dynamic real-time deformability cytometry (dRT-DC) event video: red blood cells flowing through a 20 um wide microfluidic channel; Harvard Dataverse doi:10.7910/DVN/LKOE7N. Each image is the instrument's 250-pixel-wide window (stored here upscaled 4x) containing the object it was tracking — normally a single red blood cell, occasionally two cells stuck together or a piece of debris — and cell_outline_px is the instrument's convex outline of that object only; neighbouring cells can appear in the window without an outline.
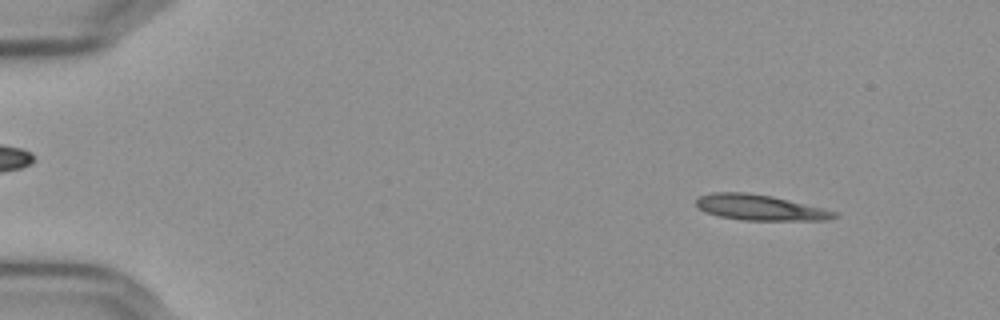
{"species": "Egyptian fruit bat (a non-hibernating species)", "species_latin": "Rousettus aegyptiacus", "temperature_condition": "cold", "stored_images_in_passage": 54, "camera_frame_rate_fps": 3000, "um_per_image_px": 0.085, "frame": {"image": 1, "passage_image": 5, "time_ms": 1.333, "image_size_px": [1000, 320], "cell_outline_px": [[840, 216], [828, 220], [740, 220], [720, 216], [704, 212], [696, 208], [696, 200], [700, 196], [712, 192], [748, 192], [772, 196], [824, 208], [836, 212]], "centroid_in_image_um": [64.58, 17.64], "position_along_channel_um": 20.4, "area_um2": 20.75}}
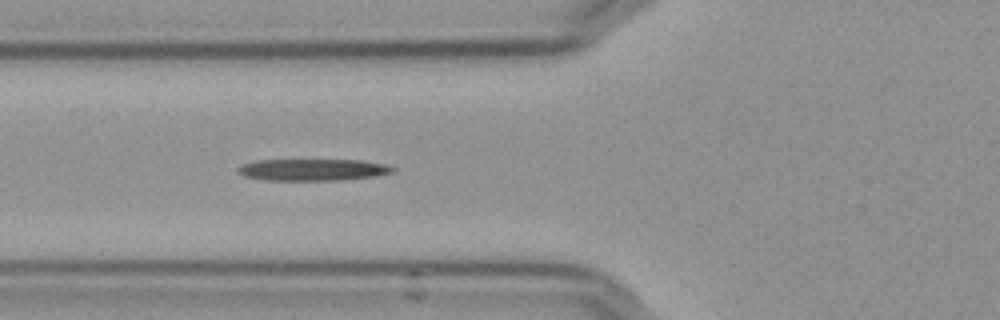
{"frame": {"image": 2, "passage_image": 20, "time_ms": 6.333, "image_size_px": [1000, 320], "cell_outline_px": [[396, 168], [392, 172], [372, 176], [336, 180], [268, 180], [244, 176], [236, 172], [236, 168], [244, 164], [256, 160], [360, 160], [388, 164]], "centroid_in_image_um": [26.56, 14.42], "position_along_channel_um": 99.2, "area_um2": 19.48}}
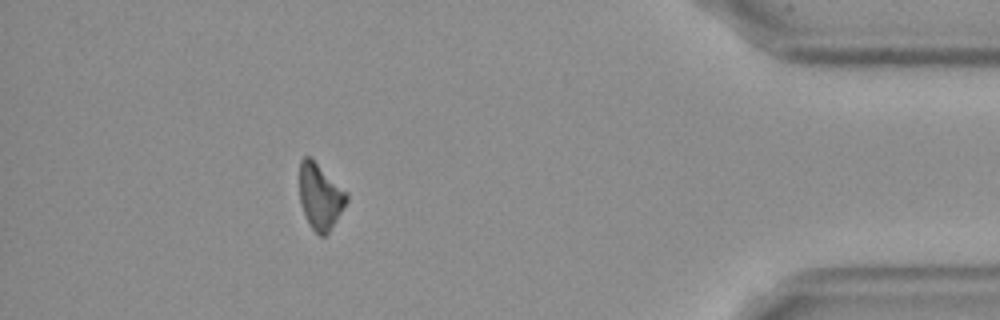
{"frame": {"image": 3, "passage_image": 49, "time_ms": 16.0, "image_size_px": [1000, 320], "cell_outline_px": [[348, 200], [336, 220], [328, 232], [324, 236], [320, 236], [308, 224], [300, 204], [300, 160], [304, 156], [312, 156], [348, 192]], "centroid_in_image_um": [27.22, 16.65], "position_along_channel_um": 408.0, "area_um2": 18.32}, "authors_computed_cell_mechanics": {"area_um2": 19.8254, "velocity_mm_per_s": 3.6479, "shape_relaxation_time_tau1_ms": 9.0366, "shape_relaxation_time_tau2_ms": null, "deformation_change_tau1": 0.2461, "deformation_change_tau2": null}}